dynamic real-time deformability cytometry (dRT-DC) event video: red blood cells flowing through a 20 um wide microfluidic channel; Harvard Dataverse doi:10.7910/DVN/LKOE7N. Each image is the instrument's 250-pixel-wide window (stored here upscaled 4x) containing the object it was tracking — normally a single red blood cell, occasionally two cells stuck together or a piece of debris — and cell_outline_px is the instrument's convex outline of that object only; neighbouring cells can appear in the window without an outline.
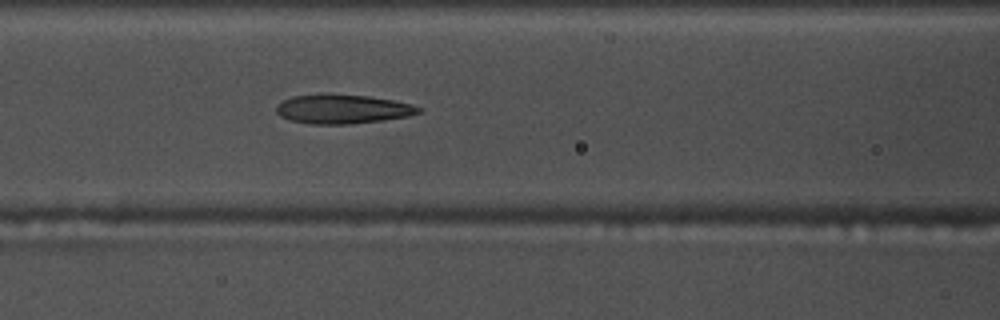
{"species": "common noctule bat (a hibernating species)", "species_latin": "Nyctalus noctula", "temperature_condition": "warm", "stored_images_in_passage": 35, "camera_frame_rate_fps": 3000, "um_per_image_px": 0.085, "animal": {"sex": "male", "body_mass_g": 17.5, "forearm_length_mm": 52.3}, "frame": {"image": 1, "passage_image": 11, "time_ms": 3.333, "image_size_px": [1000, 320], "cell_outline_px": [[420, 112], [408, 116], [384, 120], [352, 124], [312, 124], [292, 120], [280, 116], [276, 112], [276, 108], [284, 100], [292, 96], [320, 92], [368, 96], [392, 100], [412, 104], [420, 108]], "centroid_in_image_um": [29.1, 9.25], "position_along_channel_um": 137.5, "area_um2": 24.39}}
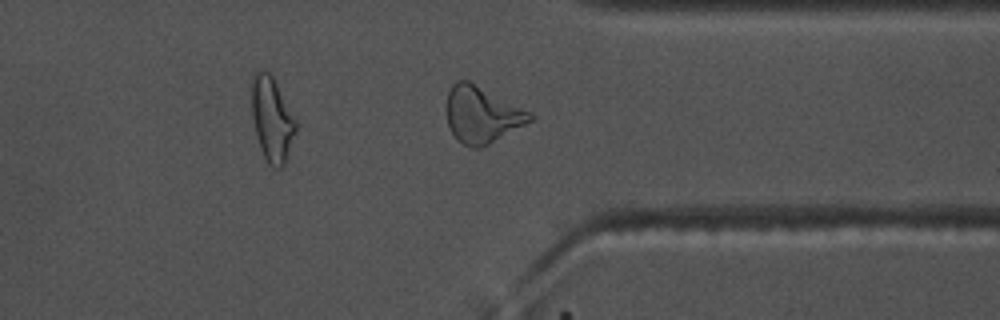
{"frame": {"image": 2, "passage_image": 30, "time_ms": 9.667, "image_size_px": [1000, 320], "cell_outline_px": [[532, 120], [488, 144], [480, 148], [472, 148], [464, 144], [452, 132], [448, 124], [448, 92], [452, 84], [456, 80], [468, 80], [532, 112]], "centroid_in_image_um": [40.97, 9.72], "position_along_channel_um": 370.4, "area_um2": 26.82}, "authors_computed_cell_mechanics": {"area_um2": 24.4494, "velocity_mm_per_s": 3.7297, "shape_relaxation_time_tau1_ms": null, "shape_relaxation_time_tau2_ms": 2.5583, "deformation_change_tau1": null, "deformation_change_tau2": 0.1168}}